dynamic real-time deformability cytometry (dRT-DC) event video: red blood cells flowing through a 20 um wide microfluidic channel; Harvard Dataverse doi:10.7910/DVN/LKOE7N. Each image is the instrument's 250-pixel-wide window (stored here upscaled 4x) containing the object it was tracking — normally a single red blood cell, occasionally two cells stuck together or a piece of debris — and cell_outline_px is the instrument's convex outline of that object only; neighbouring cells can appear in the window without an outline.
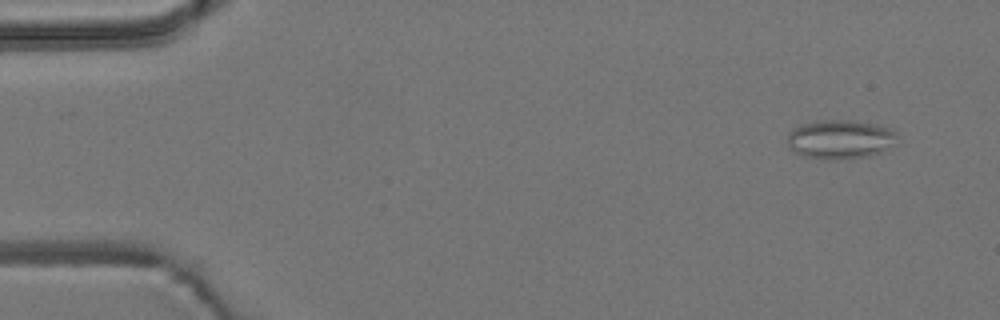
{"species": "common noctule bat (a hibernating species)", "species_latin": "Nyctalus noctula", "temperature_condition": "room temperature", "stored_images_in_passage": 2, "camera_frame_rate_fps": 3000, "um_per_image_px": 0.085, "animal": {"sex": "male", "body_mass_g": 19.2, "forearm_length_mm": 51.8}, "frame": {"image": 1, "passage_image": 2, "time_ms": 2.333, "image_size_px": [1000, 320], "cell_outline_px": [[900, 136], [896, 144], [880, 152], [868, 156], [836, 160], [832, 160], [804, 156], [792, 152], [788, 148], [788, 132], [792, 128], [804, 124], [820, 120], [852, 120], [876, 124], [888, 128], [896, 132]], "centroid_in_image_um": [71.43, 11.85], "position_along_channel_um": 13.6, "area_um2": 25.32}}